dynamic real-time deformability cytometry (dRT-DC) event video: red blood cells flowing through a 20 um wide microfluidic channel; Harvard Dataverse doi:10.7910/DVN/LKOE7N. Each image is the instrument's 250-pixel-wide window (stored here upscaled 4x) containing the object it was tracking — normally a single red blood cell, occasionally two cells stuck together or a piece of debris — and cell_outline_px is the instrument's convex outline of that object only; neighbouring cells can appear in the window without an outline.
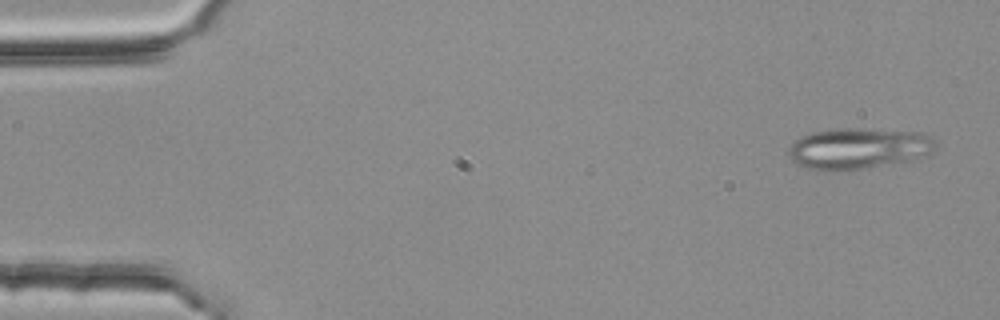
{"species": "common noctule bat (a hibernating species)", "species_latin": "Nyctalus noctula", "temperature_condition": "room temperature", "stored_images_in_passage": 54, "segment_of_instrument_passage": [1, 2], "camera_frame_rate_fps": 3000, "um_per_image_px": 0.085, "animal": {"sex": "female", "body_mass_g": 25.1}, "frame": {"image": 1, "passage_image": 3, "time_ms": 0.667, "image_size_px": [1000, 320], "cell_outline_px": [[936, 148], [932, 152], [924, 156], [864, 168], [828, 172], [824, 172], [804, 168], [796, 164], [788, 156], [788, 148], [796, 140], [812, 132], [832, 128], [872, 128], [924, 132], [932, 136], [936, 144]], "centroid_in_image_um": [72.94, 12.6], "position_along_channel_um": 12.1, "area_um2": 35.6}}